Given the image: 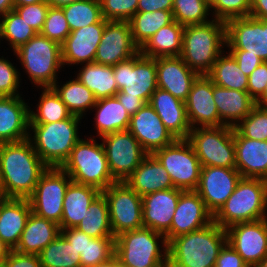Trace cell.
Segmentation results:
<instances>
[{
	"instance_id": "obj_67",
	"label": "cell",
	"mask_w": 267,
	"mask_h": 267,
	"mask_svg": "<svg viewBox=\"0 0 267 267\" xmlns=\"http://www.w3.org/2000/svg\"><path fill=\"white\" fill-rule=\"evenodd\" d=\"M256 267H267V256L264 257Z\"/></svg>"
},
{
	"instance_id": "obj_13",
	"label": "cell",
	"mask_w": 267,
	"mask_h": 267,
	"mask_svg": "<svg viewBox=\"0 0 267 267\" xmlns=\"http://www.w3.org/2000/svg\"><path fill=\"white\" fill-rule=\"evenodd\" d=\"M118 91L138 96L149 103L158 88L156 58L143 56L140 52L113 66Z\"/></svg>"
},
{
	"instance_id": "obj_71",
	"label": "cell",
	"mask_w": 267,
	"mask_h": 267,
	"mask_svg": "<svg viewBox=\"0 0 267 267\" xmlns=\"http://www.w3.org/2000/svg\"><path fill=\"white\" fill-rule=\"evenodd\" d=\"M0 267H6L3 263H0Z\"/></svg>"
},
{
	"instance_id": "obj_14",
	"label": "cell",
	"mask_w": 267,
	"mask_h": 267,
	"mask_svg": "<svg viewBox=\"0 0 267 267\" xmlns=\"http://www.w3.org/2000/svg\"><path fill=\"white\" fill-rule=\"evenodd\" d=\"M109 169L116 182H125L148 154L128 131H117L101 137Z\"/></svg>"
},
{
	"instance_id": "obj_70",
	"label": "cell",
	"mask_w": 267,
	"mask_h": 267,
	"mask_svg": "<svg viewBox=\"0 0 267 267\" xmlns=\"http://www.w3.org/2000/svg\"><path fill=\"white\" fill-rule=\"evenodd\" d=\"M2 38L1 20H0V40Z\"/></svg>"
},
{
	"instance_id": "obj_50",
	"label": "cell",
	"mask_w": 267,
	"mask_h": 267,
	"mask_svg": "<svg viewBox=\"0 0 267 267\" xmlns=\"http://www.w3.org/2000/svg\"><path fill=\"white\" fill-rule=\"evenodd\" d=\"M13 64L0 58V96H20L18 93L20 72Z\"/></svg>"
},
{
	"instance_id": "obj_65",
	"label": "cell",
	"mask_w": 267,
	"mask_h": 267,
	"mask_svg": "<svg viewBox=\"0 0 267 267\" xmlns=\"http://www.w3.org/2000/svg\"><path fill=\"white\" fill-rule=\"evenodd\" d=\"M11 198L5 194V192L0 189V215L2 212L3 207L5 206V204L10 200Z\"/></svg>"
},
{
	"instance_id": "obj_18",
	"label": "cell",
	"mask_w": 267,
	"mask_h": 267,
	"mask_svg": "<svg viewBox=\"0 0 267 267\" xmlns=\"http://www.w3.org/2000/svg\"><path fill=\"white\" fill-rule=\"evenodd\" d=\"M140 52L128 21H108L97 47L95 63L114 66Z\"/></svg>"
},
{
	"instance_id": "obj_62",
	"label": "cell",
	"mask_w": 267,
	"mask_h": 267,
	"mask_svg": "<svg viewBox=\"0 0 267 267\" xmlns=\"http://www.w3.org/2000/svg\"><path fill=\"white\" fill-rule=\"evenodd\" d=\"M80 1V0H47L50 6L52 7H64L66 5H69L70 3Z\"/></svg>"
},
{
	"instance_id": "obj_19",
	"label": "cell",
	"mask_w": 267,
	"mask_h": 267,
	"mask_svg": "<svg viewBox=\"0 0 267 267\" xmlns=\"http://www.w3.org/2000/svg\"><path fill=\"white\" fill-rule=\"evenodd\" d=\"M213 221L204 201L195 190L182 191L174 212L170 230L165 234L167 243L172 239L201 229Z\"/></svg>"
},
{
	"instance_id": "obj_68",
	"label": "cell",
	"mask_w": 267,
	"mask_h": 267,
	"mask_svg": "<svg viewBox=\"0 0 267 267\" xmlns=\"http://www.w3.org/2000/svg\"><path fill=\"white\" fill-rule=\"evenodd\" d=\"M205 1L211 7L217 0H205Z\"/></svg>"
},
{
	"instance_id": "obj_69",
	"label": "cell",
	"mask_w": 267,
	"mask_h": 267,
	"mask_svg": "<svg viewBox=\"0 0 267 267\" xmlns=\"http://www.w3.org/2000/svg\"><path fill=\"white\" fill-rule=\"evenodd\" d=\"M96 267H109V262L104 263V264H102V265H98V266H96Z\"/></svg>"
},
{
	"instance_id": "obj_3",
	"label": "cell",
	"mask_w": 267,
	"mask_h": 267,
	"mask_svg": "<svg viewBox=\"0 0 267 267\" xmlns=\"http://www.w3.org/2000/svg\"><path fill=\"white\" fill-rule=\"evenodd\" d=\"M226 45V23L220 20L185 26L180 57L198 75H207Z\"/></svg>"
},
{
	"instance_id": "obj_41",
	"label": "cell",
	"mask_w": 267,
	"mask_h": 267,
	"mask_svg": "<svg viewBox=\"0 0 267 267\" xmlns=\"http://www.w3.org/2000/svg\"><path fill=\"white\" fill-rule=\"evenodd\" d=\"M37 113L30 109V123H52L69 118L72 114L52 87L43 88Z\"/></svg>"
},
{
	"instance_id": "obj_51",
	"label": "cell",
	"mask_w": 267,
	"mask_h": 267,
	"mask_svg": "<svg viewBox=\"0 0 267 267\" xmlns=\"http://www.w3.org/2000/svg\"><path fill=\"white\" fill-rule=\"evenodd\" d=\"M47 1L36 4L16 6L14 10L33 28L37 33L43 29L47 11L49 9Z\"/></svg>"
},
{
	"instance_id": "obj_66",
	"label": "cell",
	"mask_w": 267,
	"mask_h": 267,
	"mask_svg": "<svg viewBox=\"0 0 267 267\" xmlns=\"http://www.w3.org/2000/svg\"><path fill=\"white\" fill-rule=\"evenodd\" d=\"M109 267H123L117 260L114 258L113 260L109 261Z\"/></svg>"
},
{
	"instance_id": "obj_53",
	"label": "cell",
	"mask_w": 267,
	"mask_h": 267,
	"mask_svg": "<svg viewBox=\"0 0 267 267\" xmlns=\"http://www.w3.org/2000/svg\"><path fill=\"white\" fill-rule=\"evenodd\" d=\"M6 267H42L39 255L24 254L11 250L3 261Z\"/></svg>"
},
{
	"instance_id": "obj_63",
	"label": "cell",
	"mask_w": 267,
	"mask_h": 267,
	"mask_svg": "<svg viewBox=\"0 0 267 267\" xmlns=\"http://www.w3.org/2000/svg\"><path fill=\"white\" fill-rule=\"evenodd\" d=\"M11 249L0 239V263L8 257Z\"/></svg>"
},
{
	"instance_id": "obj_16",
	"label": "cell",
	"mask_w": 267,
	"mask_h": 267,
	"mask_svg": "<svg viewBox=\"0 0 267 267\" xmlns=\"http://www.w3.org/2000/svg\"><path fill=\"white\" fill-rule=\"evenodd\" d=\"M241 174L236 168L202 166L196 192L214 216L234 192Z\"/></svg>"
},
{
	"instance_id": "obj_4",
	"label": "cell",
	"mask_w": 267,
	"mask_h": 267,
	"mask_svg": "<svg viewBox=\"0 0 267 267\" xmlns=\"http://www.w3.org/2000/svg\"><path fill=\"white\" fill-rule=\"evenodd\" d=\"M267 181L241 177L234 192L213 216V221L224 229L243 222L267 218Z\"/></svg>"
},
{
	"instance_id": "obj_11",
	"label": "cell",
	"mask_w": 267,
	"mask_h": 267,
	"mask_svg": "<svg viewBox=\"0 0 267 267\" xmlns=\"http://www.w3.org/2000/svg\"><path fill=\"white\" fill-rule=\"evenodd\" d=\"M71 182L70 176L62 168L48 167L28 198L31 211L59 225L63 215V200Z\"/></svg>"
},
{
	"instance_id": "obj_56",
	"label": "cell",
	"mask_w": 267,
	"mask_h": 267,
	"mask_svg": "<svg viewBox=\"0 0 267 267\" xmlns=\"http://www.w3.org/2000/svg\"><path fill=\"white\" fill-rule=\"evenodd\" d=\"M60 234L81 253L86 247V233L78 230L77 228L60 229Z\"/></svg>"
},
{
	"instance_id": "obj_57",
	"label": "cell",
	"mask_w": 267,
	"mask_h": 267,
	"mask_svg": "<svg viewBox=\"0 0 267 267\" xmlns=\"http://www.w3.org/2000/svg\"><path fill=\"white\" fill-rule=\"evenodd\" d=\"M115 97L121 102L130 117L146 104V102L138 96L129 95L121 91H118Z\"/></svg>"
},
{
	"instance_id": "obj_21",
	"label": "cell",
	"mask_w": 267,
	"mask_h": 267,
	"mask_svg": "<svg viewBox=\"0 0 267 267\" xmlns=\"http://www.w3.org/2000/svg\"><path fill=\"white\" fill-rule=\"evenodd\" d=\"M191 128L222 126L213 98V82L206 75H199L191 86L185 101Z\"/></svg>"
},
{
	"instance_id": "obj_8",
	"label": "cell",
	"mask_w": 267,
	"mask_h": 267,
	"mask_svg": "<svg viewBox=\"0 0 267 267\" xmlns=\"http://www.w3.org/2000/svg\"><path fill=\"white\" fill-rule=\"evenodd\" d=\"M37 87H52L57 82L58 69L63 67L61 45L37 33L14 51Z\"/></svg>"
},
{
	"instance_id": "obj_43",
	"label": "cell",
	"mask_w": 267,
	"mask_h": 267,
	"mask_svg": "<svg viewBox=\"0 0 267 267\" xmlns=\"http://www.w3.org/2000/svg\"><path fill=\"white\" fill-rule=\"evenodd\" d=\"M1 17L2 39H7L13 51L37 34L15 10L8 11Z\"/></svg>"
},
{
	"instance_id": "obj_5",
	"label": "cell",
	"mask_w": 267,
	"mask_h": 267,
	"mask_svg": "<svg viewBox=\"0 0 267 267\" xmlns=\"http://www.w3.org/2000/svg\"><path fill=\"white\" fill-rule=\"evenodd\" d=\"M80 119L79 116L71 115L52 123H30L34 136L28 139L48 167L61 168L67 161L73 147L81 139L78 136Z\"/></svg>"
},
{
	"instance_id": "obj_32",
	"label": "cell",
	"mask_w": 267,
	"mask_h": 267,
	"mask_svg": "<svg viewBox=\"0 0 267 267\" xmlns=\"http://www.w3.org/2000/svg\"><path fill=\"white\" fill-rule=\"evenodd\" d=\"M28 199L11 198L0 215V239L14 250L31 213Z\"/></svg>"
},
{
	"instance_id": "obj_64",
	"label": "cell",
	"mask_w": 267,
	"mask_h": 267,
	"mask_svg": "<svg viewBox=\"0 0 267 267\" xmlns=\"http://www.w3.org/2000/svg\"><path fill=\"white\" fill-rule=\"evenodd\" d=\"M44 1H47V0H13V3H14V7H16V6L36 4V3L44 2Z\"/></svg>"
},
{
	"instance_id": "obj_54",
	"label": "cell",
	"mask_w": 267,
	"mask_h": 267,
	"mask_svg": "<svg viewBox=\"0 0 267 267\" xmlns=\"http://www.w3.org/2000/svg\"><path fill=\"white\" fill-rule=\"evenodd\" d=\"M215 267H248V265L231 245L226 242L219 252Z\"/></svg>"
},
{
	"instance_id": "obj_35",
	"label": "cell",
	"mask_w": 267,
	"mask_h": 267,
	"mask_svg": "<svg viewBox=\"0 0 267 267\" xmlns=\"http://www.w3.org/2000/svg\"><path fill=\"white\" fill-rule=\"evenodd\" d=\"M76 77L94 94L97 100L113 97L118 92L113 66L95 62L86 63V65L79 70Z\"/></svg>"
},
{
	"instance_id": "obj_60",
	"label": "cell",
	"mask_w": 267,
	"mask_h": 267,
	"mask_svg": "<svg viewBox=\"0 0 267 267\" xmlns=\"http://www.w3.org/2000/svg\"><path fill=\"white\" fill-rule=\"evenodd\" d=\"M11 10H14L13 0H0V16L5 15Z\"/></svg>"
},
{
	"instance_id": "obj_42",
	"label": "cell",
	"mask_w": 267,
	"mask_h": 267,
	"mask_svg": "<svg viewBox=\"0 0 267 267\" xmlns=\"http://www.w3.org/2000/svg\"><path fill=\"white\" fill-rule=\"evenodd\" d=\"M62 9L71 31L98 23L103 18L100 0H80Z\"/></svg>"
},
{
	"instance_id": "obj_61",
	"label": "cell",
	"mask_w": 267,
	"mask_h": 267,
	"mask_svg": "<svg viewBox=\"0 0 267 267\" xmlns=\"http://www.w3.org/2000/svg\"><path fill=\"white\" fill-rule=\"evenodd\" d=\"M255 105L267 110V84L262 95L255 101Z\"/></svg>"
},
{
	"instance_id": "obj_24",
	"label": "cell",
	"mask_w": 267,
	"mask_h": 267,
	"mask_svg": "<svg viewBox=\"0 0 267 267\" xmlns=\"http://www.w3.org/2000/svg\"><path fill=\"white\" fill-rule=\"evenodd\" d=\"M29 113L30 107L21 96H0V143L31 137Z\"/></svg>"
},
{
	"instance_id": "obj_33",
	"label": "cell",
	"mask_w": 267,
	"mask_h": 267,
	"mask_svg": "<svg viewBox=\"0 0 267 267\" xmlns=\"http://www.w3.org/2000/svg\"><path fill=\"white\" fill-rule=\"evenodd\" d=\"M183 30L184 26L173 20L151 36L140 48V53L150 58L180 56Z\"/></svg>"
},
{
	"instance_id": "obj_7",
	"label": "cell",
	"mask_w": 267,
	"mask_h": 267,
	"mask_svg": "<svg viewBox=\"0 0 267 267\" xmlns=\"http://www.w3.org/2000/svg\"><path fill=\"white\" fill-rule=\"evenodd\" d=\"M73 182L97 188L103 192L116 183L109 169L102 143L92 137L80 139L61 167Z\"/></svg>"
},
{
	"instance_id": "obj_22",
	"label": "cell",
	"mask_w": 267,
	"mask_h": 267,
	"mask_svg": "<svg viewBox=\"0 0 267 267\" xmlns=\"http://www.w3.org/2000/svg\"><path fill=\"white\" fill-rule=\"evenodd\" d=\"M107 22L102 18L98 23L71 31L61 45L63 66L94 62Z\"/></svg>"
},
{
	"instance_id": "obj_38",
	"label": "cell",
	"mask_w": 267,
	"mask_h": 267,
	"mask_svg": "<svg viewBox=\"0 0 267 267\" xmlns=\"http://www.w3.org/2000/svg\"><path fill=\"white\" fill-rule=\"evenodd\" d=\"M76 228L92 238L114 237L111 230L108 204L102 193L91 202L88 212Z\"/></svg>"
},
{
	"instance_id": "obj_23",
	"label": "cell",
	"mask_w": 267,
	"mask_h": 267,
	"mask_svg": "<svg viewBox=\"0 0 267 267\" xmlns=\"http://www.w3.org/2000/svg\"><path fill=\"white\" fill-rule=\"evenodd\" d=\"M182 191L171 188L143 196V226L165 235L171 228L174 212Z\"/></svg>"
},
{
	"instance_id": "obj_55",
	"label": "cell",
	"mask_w": 267,
	"mask_h": 267,
	"mask_svg": "<svg viewBox=\"0 0 267 267\" xmlns=\"http://www.w3.org/2000/svg\"><path fill=\"white\" fill-rule=\"evenodd\" d=\"M229 53L237 61L241 71L247 76L263 62V60L255 54H246V50H231Z\"/></svg>"
},
{
	"instance_id": "obj_40",
	"label": "cell",
	"mask_w": 267,
	"mask_h": 267,
	"mask_svg": "<svg viewBox=\"0 0 267 267\" xmlns=\"http://www.w3.org/2000/svg\"><path fill=\"white\" fill-rule=\"evenodd\" d=\"M42 267H81L80 254L61 234L40 253Z\"/></svg>"
},
{
	"instance_id": "obj_26",
	"label": "cell",
	"mask_w": 267,
	"mask_h": 267,
	"mask_svg": "<svg viewBox=\"0 0 267 267\" xmlns=\"http://www.w3.org/2000/svg\"><path fill=\"white\" fill-rule=\"evenodd\" d=\"M165 127L176 139H187L191 131L185 102L166 90L157 88L149 100Z\"/></svg>"
},
{
	"instance_id": "obj_9",
	"label": "cell",
	"mask_w": 267,
	"mask_h": 267,
	"mask_svg": "<svg viewBox=\"0 0 267 267\" xmlns=\"http://www.w3.org/2000/svg\"><path fill=\"white\" fill-rule=\"evenodd\" d=\"M187 140L202 166L236 168L234 128L224 125L195 127Z\"/></svg>"
},
{
	"instance_id": "obj_44",
	"label": "cell",
	"mask_w": 267,
	"mask_h": 267,
	"mask_svg": "<svg viewBox=\"0 0 267 267\" xmlns=\"http://www.w3.org/2000/svg\"><path fill=\"white\" fill-rule=\"evenodd\" d=\"M80 254L81 267H96L115 258V237L92 238L86 234V247Z\"/></svg>"
},
{
	"instance_id": "obj_20",
	"label": "cell",
	"mask_w": 267,
	"mask_h": 267,
	"mask_svg": "<svg viewBox=\"0 0 267 267\" xmlns=\"http://www.w3.org/2000/svg\"><path fill=\"white\" fill-rule=\"evenodd\" d=\"M128 131L148 154L176 140L149 103L131 116Z\"/></svg>"
},
{
	"instance_id": "obj_27",
	"label": "cell",
	"mask_w": 267,
	"mask_h": 267,
	"mask_svg": "<svg viewBox=\"0 0 267 267\" xmlns=\"http://www.w3.org/2000/svg\"><path fill=\"white\" fill-rule=\"evenodd\" d=\"M236 169L245 178L267 181V140L242 137L234 129Z\"/></svg>"
},
{
	"instance_id": "obj_39",
	"label": "cell",
	"mask_w": 267,
	"mask_h": 267,
	"mask_svg": "<svg viewBox=\"0 0 267 267\" xmlns=\"http://www.w3.org/2000/svg\"><path fill=\"white\" fill-rule=\"evenodd\" d=\"M54 83L52 88L59 95L60 99L65 103L68 111L72 115L82 118L87 109H92L97 99L94 94L83 85L77 78L69 80L61 87ZM60 87V88H59Z\"/></svg>"
},
{
	"instance_id": "obj_36",
	"label": "cell",
	"mask_w": 267,
	"mask_h": 267,
	"mask_svg": "<svg viewBox=\"0 0 267 267\" xmlns=\"http://www.w3.org/2000/svg\"><path fill=\"white\" fill-rule=\"evenodd\" d=\"M206 76L219 87L247 92L248 76L241 71L230 53L225 56L221 54Z\"/></svg>"
},
{
	"instance_id": "obj_45",
	"label": "cell",
	"mask_w": 267,
	"mask_h": 267,
	"mask_svg": "<svg viewBox=\"0 0 267 267\" xmlns=\"http://www.w3.org/2000/svg\"><path fill=\"white\" fill-rule=\"evenodd\" d=\"M209 11L212 12L205 0H173V20L184 27L210 22L207 20Z\"/></svg>"
},
{
	"instance_id": "obj_37",
	"label": "cell",
	"mask_w": 267,
	"mask_h": 267,
	"mask_svg": "<svg viewBox=\"0 0 267 267\" xmlns=\"http://www.w3.org/2000/svg\"><path fill=\"white\" fill-rule=\"evenodd\" d=\"M173 21L172 11L136 12L129 20L134 43L139 49L163 26Z\"/></svg>"
},
{
	"instance_id": "obj_59",
	"label": "cell",
	"mask_w": 267,
	"mask_h": 267,
	"mask_svg": "<svg viewBox=\"0 0 267 267\" xmlns=\"http://www.w3.org/2000/svg\"><path fill=\"white\" fill-rule=\"evenodd\" d=\"M249 16L260 20H267V0H251Z\"/></svg>"
},
{
	"instance_id": "obj_17",
	"label": "cell",
	"mask_w": 267,
	"mask_h": 267,
	"mask_svg": "<svg viewBox=\"0 0 267 267\" xmlns=\"http://www.w3.org/2000/svg\"><path fill=\"white\" fill-rule=\"evenodd\" d=\"M226 46L230 50H246L267 62V20L252 16L226 22Z\"/></svg>"
},
{
	"instance_id": "obj_52",
	"label": "cell",
	"mask_w": 267,
	"mask_h": 267,
	"mask_svg": "<svg viewBox=\"0 0 267 267\" xmlns=\"http://www.w3.org/2000/svg\"><path fill=\"white\" fill-rule=\"evenodd\" d=\"M267 84V62L263 61L248 76L247 92L256 101L264 92Z\"/></svg>"
},
{
	"instance_id": "obj_31",
	"label": "cell",
	"mask_w": 267,
	"mask_h": 267,
	"mask_svg": "<svg viewBox=\"0 0 267 267\" xmlns=\"http://www.w3.org/2000/svg\"><path fill=\"white\" fill-rule=\"evenodd\" d=\"M101 193L97 188L71 182L63 200L60 229L76 228L88 212L91 202Z\"/></svg>"
},
{
	"instance_id": "obj_29",
	"label": "cell",
	"mask_w": 267,
	"mask_h": 267,
	"mask_svg": "<svg viewBox=\"0 0 267 267\" xmlns=\"http://www.w3.org/2000/svg\"><path fill=\"white\" fill-rule=\"evenodd\" d=\"M213 98L224 126L234 128L256 106L248 92L226 89L213 84Z\"/></svg>"
},
{
	"instance_id": "obj_30",
	"label": "cell",
	"mask_w": 267,
	"mask_h": 267,
	"mask_svg": "<svg viewBox=\"0 0 267 267\" xmlns=\"http://www.w3.org/2000/svg\"><path fill=\"white\" fill-rule=\"evenodd\" d=\"M57 223L31 212L17 244V252L39 255L59 234Z\"/></svg>"
},
{
	"instance_id": "obj_6",
	"label": "cell",
	"mask_w": 267,
	"mask_h": 267,
	"mask_svg": "<svg viewBox=\"0 0 267 267\" xmlns=\"http://www.w3.org/2000/svg\"><path fill=\"white\" fill-rule=\"evenodd\" d=\"M115 258L123 267H168L166 237L145 227L123 232L115 237Z\"/></svg>"
},
{
	"instance_id": "obj_58",
	"label": "cell",
	"mask_w": 267,
	"mask_h": 267,
	"mask_svg": "<svg viewBox=\"0 0 267 267\" xmlns=\"http://www.w3.org/2000/svg\"><path fill=\"white\" fill-rule=\"evenodd\" d=\"M173 0H138L137 12L172 11Z\"/></svg>"
},
{
	"instance_id": "obj_2",
	"label": "cell",
	"mask_w": 267,
	"mask_h": 267,
	"mask_svg": "<svg viewBox=\"0 0 267 267\" xmlns=\"http://www.w3.org/2000/svg\"><path fill=\"white\" fill-rule=\"evenodd\" d=\"M226 242V229L212 221L168 243V267H215Z\"/></svg>"
},
{
	"instance_id": "obj_12",
	"label": "cell",
	"mask_w": 267,
	"mask_h": 267,
	"mask_svg": "<svg viewBox=\"0 0 267 267\" xmlns=\"http://www.w3.org/2000/svg\"><path fill=\"white\" fill-rule=\"evenodd\" d=\"M107 201L114 237L143 228L142 197L125 182H116L101 192Z\"/></svg>"
},
{
	"instance_id": "obj_25",
	"label": "cell",
	"mask_w": 267,
	"mask_h": 267,
	"mask_svg": "<svg viewBox=\"0 0 267 267\" xmlns=\"http://www.w3.org/2000/svg\"><path fill=\"white\" fill-rule=\"evenodd\" d=\"M199 75L178 57H157V86L174 97L186 101L193 82Z\"/></svg>"
},
{
	"instance_id": "obj_10",
	"label": "cell",
	"mask_w": 267,
	"mask_h": 267,
	"mask_svg": "<svg viewBox=\"0 0 267 267\" xmlns=\"http://www.w3.org/2000/svg\"><path fill=\"white\" fill-rule=\"evenodd\" d=\"M152 154L169 173L174 188L183 191L196 190L202 165L187 139H176Z\"/></svg>"
},
{
	"instance_id": "obj_49",
	"label": "cell",
	"mask_w": 267,
	"mask_h": 267,
	"mask_svg": "<svg viewBox=\"0 0 267 267\" xmlns=\"http://www.w3.org/2000/svg\"><path fill=\"white\" fill-rule=\"evenodd\" d=\"M102 17L107 21H128L136 12L138 0H100Z\"/></svg>"
},
{
	"instance_id": "obj_46",
	"label": "cell",
	"mask_w": 267,
	"mask_h": 267,
	"mask_svg": "<svg viewBox=\"0 0 267 267\" xmlns=\"http://www.w3.org/2000/svg\"><path fill=\"white\" fill-rule=\"evenodd\" d=\"M234 129L248 139L267 140V110L255 106Z\"/></svg>"
},
{
	"instance_id": "obj_15",
	"label": "cell",
	"mask_w": 267,
	"mask_h": 267,
	"mask_svg": "<svg viewBox=\"0 0 267 267\" xmlns=\"http://www.w3.org/2000/svg\"><path fill=\"white\" fill-rule=\"evenodd\" d=\"M227 243L248 267H256L267 256V218L237 223L226 229Z\"/></svg>"
},
{
	"instance_id": "obj_28",
	"label": "cell",
	"mask_w": 267,
	"mask_h": 267,
	"mask_svg": "<svg viewBox=\"0 0 267 267\" xmlns=\"http://www.w3.org/2000/svg\"><path fill=\"white\" fill-rule=\"evenodd\" d=\"M125 183L141 197L174 188L169 173L153 154H147Z\"/></svg>"
},
{
	"instance_id": "obj_1",
	"label": "cell",
	"mask_w": 267,
	"mask_h": 267,
	"mask_svg": "<svg viewBox=\"0 0 267 267\" xmlns=\"http://www.w3.org/2000/svg\"><path fill=\"white\" fill-rule=\"evenodd\" d=\"M47 169L29 139L0 143V189L10 198L28 199Z\"/></svg>"
},
{
	"instance_id": "obj_47",
	"label": "cell",
	"mask_w": 267,
	"mask_h": 267,
	"mask_svg": "<svg viewBox=\"0 0 267 267\" xmlns=\"http://www.w3.org/2000/svg\"><path fill=\"white\" fill-rule=\"evenodd\" d=\"M71 30L65 18L63 9L49 6L42 31L43 36L62 45Z\"/></svg>"
},
{
	"instance_id": "obj_48",
	"label": "cell",
	"mask_w": 267,
	"mask_h": 267,
	"mask_svg": "<svg viewBox=\"0 0 267 267\" xmlns=\"http://www.w3.org/2000/svg\"><path fill=\"white\" fill-rule=\"evenodd\" d=\"M210 9L214 10V19L226 23L234 18L249 16L251 0H217Z\"/></svg>"
},
{
	"instance_id": "obj_34",
	"label": "cell",
	"mask_w": 267,
	"mask_h": 267,
	"mask_svg": "<svg viewBox=\"0 0 267 267\" xmlns=\"http://www.w3.org/2000/svg\"><path fill=\"white\" fill-rule=\"evenodd\" d=\"M94 108L97 110L95 124L100 138L109 133L128 130L131 117L115 96L98 99Z\"/></svg>"
}]
</instances>
